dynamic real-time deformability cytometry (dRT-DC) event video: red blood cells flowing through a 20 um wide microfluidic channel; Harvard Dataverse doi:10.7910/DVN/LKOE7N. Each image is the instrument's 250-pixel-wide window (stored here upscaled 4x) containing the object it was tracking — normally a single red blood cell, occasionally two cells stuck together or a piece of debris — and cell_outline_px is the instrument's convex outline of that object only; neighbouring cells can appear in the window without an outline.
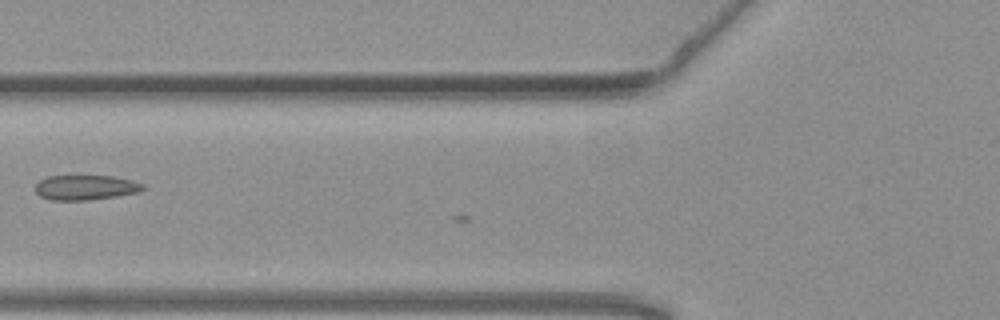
{"species": "common noctule bat (a hibernating species)", "species_latin": "Nyctalus noctula", "temperature_condition": "warm", "stored_images_in_passage": 4, "camera_frame_rate_fps": 3000, "um_per_image_px": 0.085, "animal": {"sex": "female", "body_mass_g": 19.3, "forearm_length_mm": 54.1}, "frame": {"image": 1, "passage_image": 3, "time_ms": 0.667, "image_size_px": [1000, 320], "cell_outline_px": [[148, 188], [140, 192], [116, 196], [88, 200], [52, 200], [40, 196], [36, 192], [36, 184], [40, 180], [48, 176], [112, 176], [132, 180], [144, 184]], "centroid_in_image_um": [7.32, 15.93], "position_along_channel_um": 118.5, "area_um2": 15.66}}